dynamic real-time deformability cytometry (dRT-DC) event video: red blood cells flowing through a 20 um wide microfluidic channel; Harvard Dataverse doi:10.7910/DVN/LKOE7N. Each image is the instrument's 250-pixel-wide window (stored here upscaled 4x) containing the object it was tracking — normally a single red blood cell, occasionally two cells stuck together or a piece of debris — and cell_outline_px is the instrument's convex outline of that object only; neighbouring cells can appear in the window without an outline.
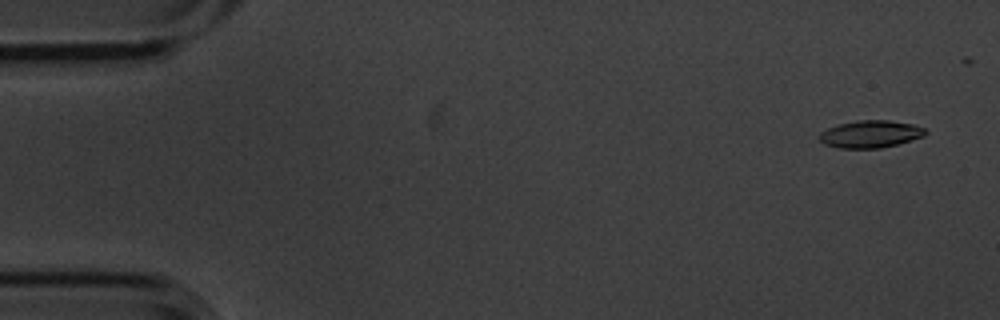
{"species": "common noctule bat (a hibernating species)", "species_latin": "Nyctalus noctula", "temperature_condition": "cold", "stored_images_in_passage": 4, "camera_frame_rate_fps": 3000, "um_per_image_px": 0.085, "animal": {"sex": "male", "body_mass_g": 20.1, "forearm_length_mm": 53.5}, "frame": {"image": 1, "passage_image": 1, "time_ms": 0.0, "image_size_px": [1000, 320], "cell_outline_px": [[928, 132], [924, 136], [896, 144], [880, 148], [840, 148], [824, 144], [820, 140], [820, 132], [836, 124], [856, 120], [888, 120], [912, 124], [924, 128]], "centroid_in_image_um": [73.97, 11.39], "position_along_channel_um": 11.0, "area_um2": 16.82}}
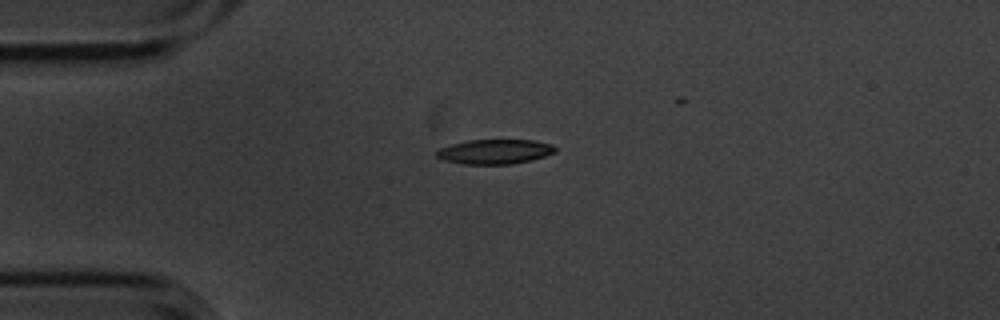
{"frame": {"image": 2, "passage_image": 4, "time_ms": 1.0, "image_size_px": [1000, 320], "cell_outline_px": [[556, 152], [532, 160], [512, 164], [464, 164], [444, 160], [436, 156], [436, 152], [440, 148], [452, 144], [468, 140], [532, 140], [552, 144], [556, 148]], "centroid_in_image_um": [42.07, 12.89], "position_along_channel_um": 42.9, "area_um2": 16.99}}